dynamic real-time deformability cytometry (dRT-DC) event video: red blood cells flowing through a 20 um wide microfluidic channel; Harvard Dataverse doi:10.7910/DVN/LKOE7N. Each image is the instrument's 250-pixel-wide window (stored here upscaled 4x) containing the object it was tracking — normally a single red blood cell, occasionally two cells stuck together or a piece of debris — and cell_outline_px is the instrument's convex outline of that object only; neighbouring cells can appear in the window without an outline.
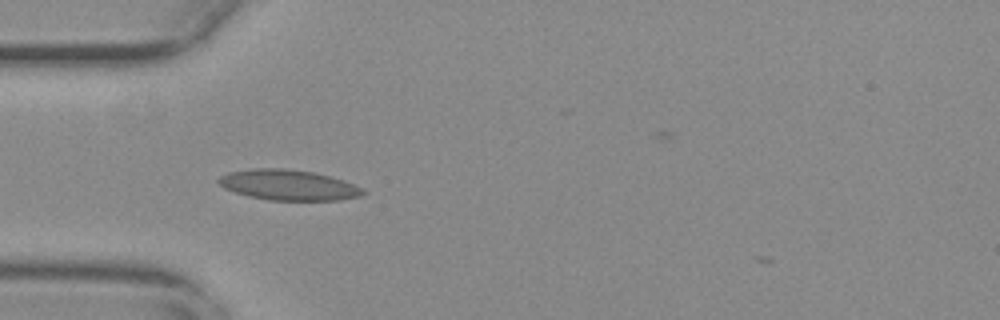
{"species": "common noctule bat (a hibernating species)", "species_latin": "Nyctalus noctula", "temperature_condition": "warm", "stored_images_in_passage": 44, "camera_frame_rate_fps": 3000, "um_per_image_px": 0.085, "animal": {"sex": "female", "body_mass_g": 29.2, "forearm_length_mm": 56.3}, "frame": {"image": 1, "passage_image": 7, "time_ms": 2.0, "image_size_px": [1000, 320], "cell_outline_px": [[368, 192], [360, 196], [340, 200], [268, 200], [248, 196], [224, 188], [216, 180], [220, 176], [228, 172], [256, 168], [284, 168], [312, 172], [344, 180]], "centroid_in_image_um": [24.5, 15.73], "position_along_channel_um": 60.5, "area_um2": 25.49}}
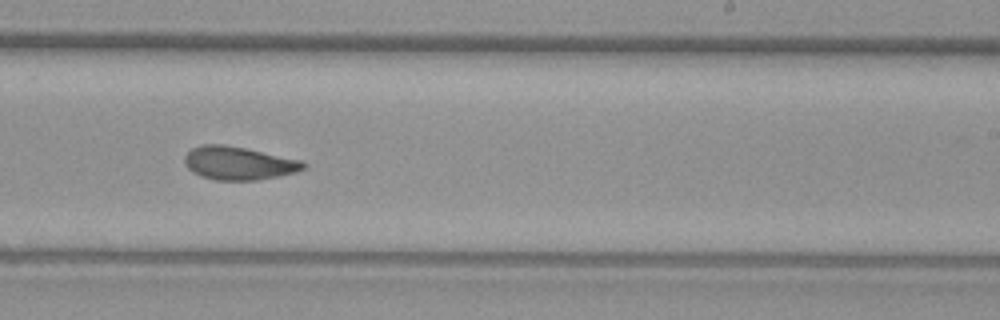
{"frame": {"image": 2, "passage_image": 24, "time_ms": 7.667, "image_size_px": [1000, 320], "cell_outline_px": [[308, 164], [304, 168], [296, 172], [256, 180], [216, 180], [200, 176], [192, 172], [184, 164], [184, 156], [192, 148], [200, 144], [224, 144], [304, 160]], "centroid_in_image_um": [20.27, 13.86], "position_along_channel_um": 268.7, "area_um2": 23.12}}
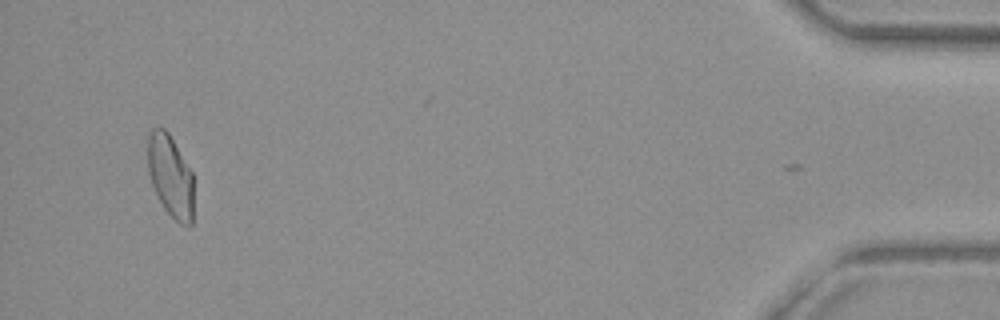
{"frame": {"image": 3, "passage_image": 43, "time_ms": 14.0, "image_size_px": [1000, 320], "cell_outline_px": [[192, 224], [180, 224], [164, 208], [152, 184], [148, 172], [148, 132], [152, 128], [164, 128], [168, 132], [192, 172]], "centroid_in_image_um": [14.47, 14.92], "position_along_channel_um": 420.7, "area_um2": 21.56}, "authors_computed_cell_mechanics": {"area_um2": 22.5131, "velocity_mm_per_s": 3.7114, "shape_relaxation_time_tau1_ms": null, "shape_relaxation_time_tau2_ms": 1.64, "deformation_change_tau1": null, "deformation_change_tau2": 0.0599}}